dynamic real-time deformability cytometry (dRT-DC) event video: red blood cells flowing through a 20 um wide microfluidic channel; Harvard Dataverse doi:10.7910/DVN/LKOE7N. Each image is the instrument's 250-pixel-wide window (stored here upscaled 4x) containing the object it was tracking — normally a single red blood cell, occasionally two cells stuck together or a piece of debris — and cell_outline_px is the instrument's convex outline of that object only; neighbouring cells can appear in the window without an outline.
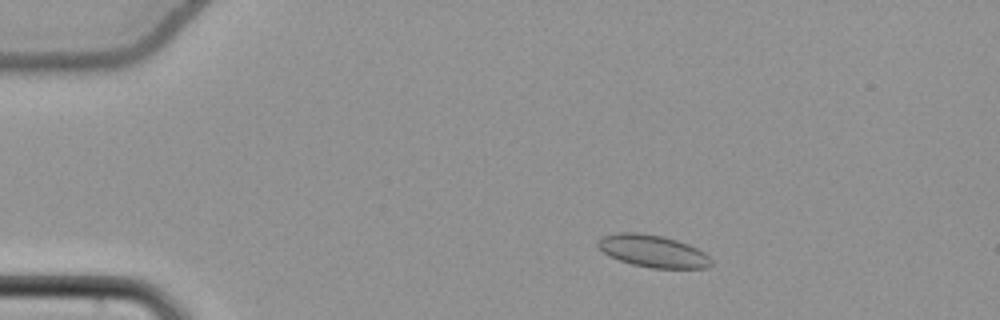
{"species": "common noctule bat (a hibernating species)", "species_latin": "Nyctalus noctula", "temperature_condition": "cold", "stored_images_in_passage": 53, "camera_frame_rate_fps": 3000, "um_per_image_px": 0.085, "animal": {"sex": "female", "body_mass_g": 22.7, "forearm_length_mm": 54.2}, "frame": {"image": 1, "passage_image": 9, "time_ms": 2.667, "image_size_px": [1000, 320], "cell_outline_px": [[712, 264], [708, 268], [652, 268], [632, 264], [608, 256], [596, 244], [604, 236], [616, 232], [636, 232], [664, 236], [688, 244], [704, 252], [712, 260]], "centroid_in_image_um": [55.51, 21.34], "position_along_channel_um": 29.5, "area_um2": 21.21}}
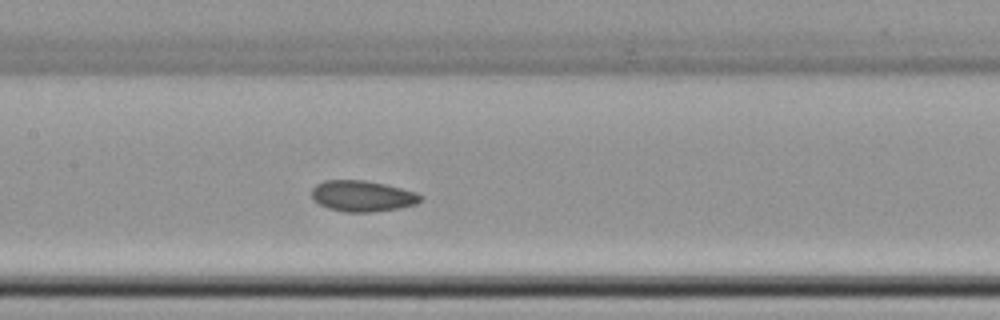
{"frame": {"image": 2, "passage_image": 26, "time_ms": 8.333, "image_size_px": [1000, 320], "cell_outline_px": [[424, 200], [416, 204], [400, 208], [372, 212], [344, 212], [328, 208], [320, 204], [312, 196], [312, 188], [316, 184], [324, 180], [364, 180], [384, 184], [416, 192], [424, 196]], "centroid_in_image_um": [30.84, 16.66], "position_along_channel_um": 176.6, "area_um2": 19.71}}
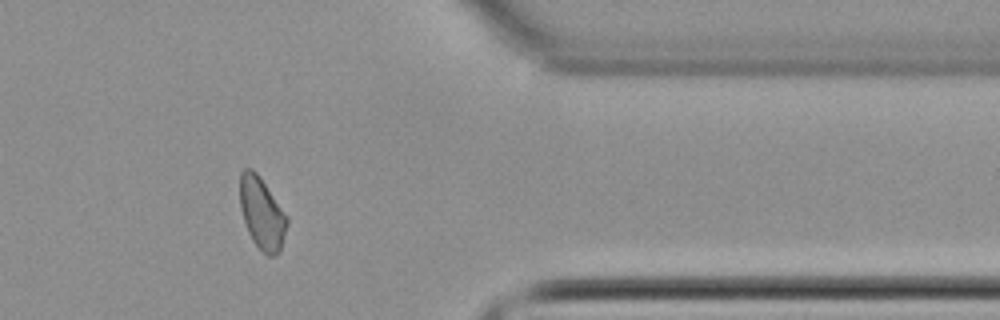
{"frame": {"image": 3, "passage_image": 44, "time_ms": 14.333, "image_size_px": [1000, 320], "cell_outline_px": [[288, 224], [280, 252], [272, 256], [268, 256], [252, 240], [248, 232], [240, 208], [240, 172], [244, 168], [252, 168], [260, 176], [288, 216]], "centroid_in_image_um": [22.27, 18.11], "position_along_channel_um": 389.1, "area_um2": 19.83}, "authors_computed_cell_mechanics": {"area_um2": 19.8254, "velocity_mm_per_s": 3.8288, "shape_relaxation_time_tau1_ms": null, "shape_relaxation_time_tau2_ms": 2.374, "deformation_change_tau1": null, "deformation_change_tau2": 0.0718}}